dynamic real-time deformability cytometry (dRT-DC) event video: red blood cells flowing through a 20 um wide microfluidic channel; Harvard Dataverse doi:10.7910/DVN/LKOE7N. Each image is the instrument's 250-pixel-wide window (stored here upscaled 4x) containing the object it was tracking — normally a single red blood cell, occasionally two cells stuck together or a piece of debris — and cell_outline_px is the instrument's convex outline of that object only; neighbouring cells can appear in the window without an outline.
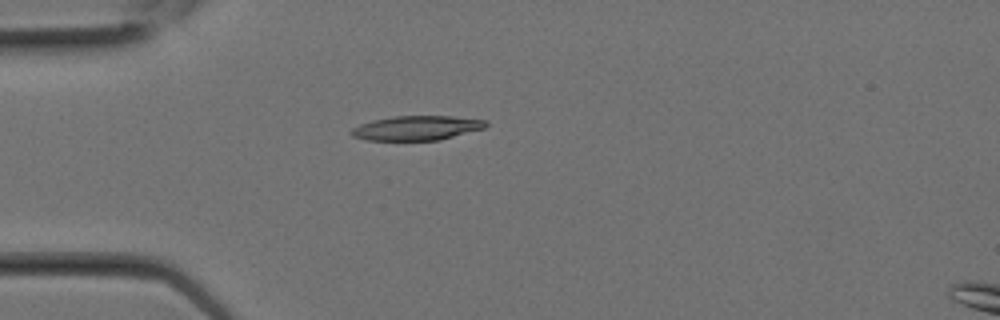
{"species": "Egyptian fruit bat (a non-hibernating species)", "species_latin": "Rousettus aegyptiacus", "temperature_condition": "room temperature", "stored_images_in_passage": 3, "camera_frame_rate_fps": 3000, "um_per_image_px": 0.085, "animal": {"sex": "female"}, "frame": {"image": 1, "passage_image": 2, "time_ms": 0.333, "image_size_px": [1000, 320], "cell_outline_px": [[488, 124], [484, 128], [440, 140], [364, 140], [352, 136], [348, 132], [352, 128], [360, 124], [372, 120], [392, 116], [452, 116], [488, 120]], "centroid_in_image_um": [35.39, 10.87], "position_along_channel_um": 49.6, "area_um2": 19.31}}